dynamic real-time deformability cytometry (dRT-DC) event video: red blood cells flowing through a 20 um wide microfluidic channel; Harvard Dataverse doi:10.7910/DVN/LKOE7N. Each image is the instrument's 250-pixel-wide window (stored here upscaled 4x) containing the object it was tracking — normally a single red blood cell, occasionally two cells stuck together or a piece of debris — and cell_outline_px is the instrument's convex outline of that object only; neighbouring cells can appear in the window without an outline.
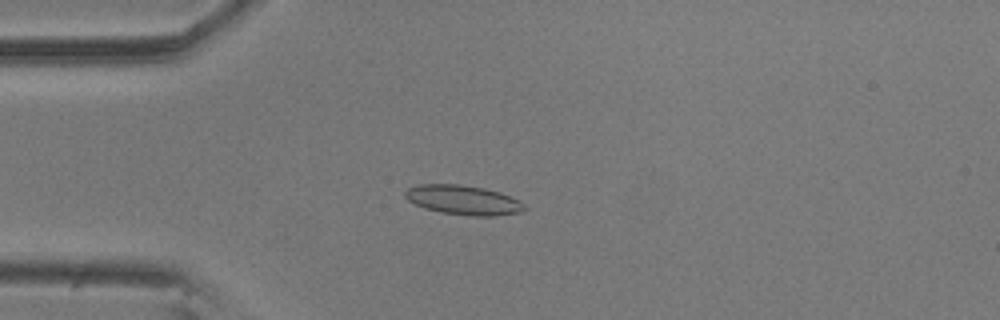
{"species": "common noctule bat (a hibernating species)", "species_latin": "Nyctalus noctula", "temperature_condition": "room temperature", "stored_images_in_passage": 34, "camera_frame_rate_fps": 3000, "um_per_image_px": 0.085, "animal": {"sex": "male", "body_mass_g": 20.5, "forearm_length_mm": 52.5}, "frame": {"image": 1, "passage_image": 15, "time_ms": 4.667, "image_size_px": [1000, 320], "cell_outline_px": [[528, 208], [520, 212], [492, 216], [472, 216], [440, 212], [424, 208], [408, 200], [404, 196], [404, 192], [408, 188], [420, 184], [460, 184], [484, 188], [500, 192], [520, 200]], "centroid_in_image_um": [39.39, 17.0], "position_along_channel_um": 45.6, "area_um2": 20.58}}
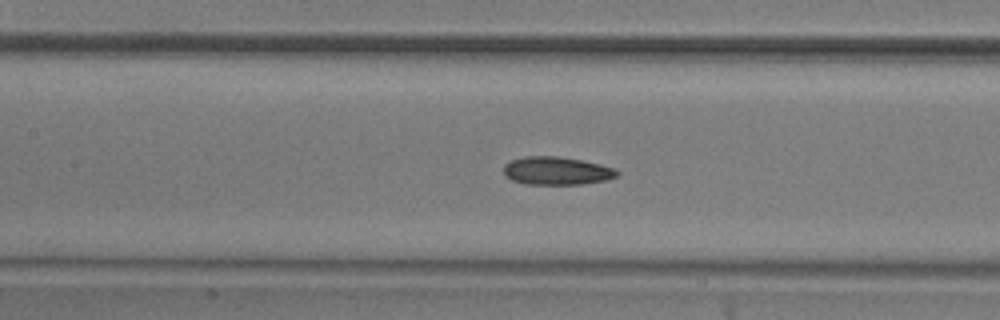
{"frame": {"image": 2, "passage_image": 26, "time_ms": 8.333, "image_size_px": [1000, 320], "cell_outline_px": [[620, 172], [616, 176], [608, 180], [580, 184], [524, 184], [512, 180], [504, 176], [504, 164], [512, 160], [524, 156], [560, 156], [600, 164], [616, 168]], "centroid_in_image_um": [47.32, 14.52], "position_along_channel_um": 160.1, "area_um2": 18.67}}
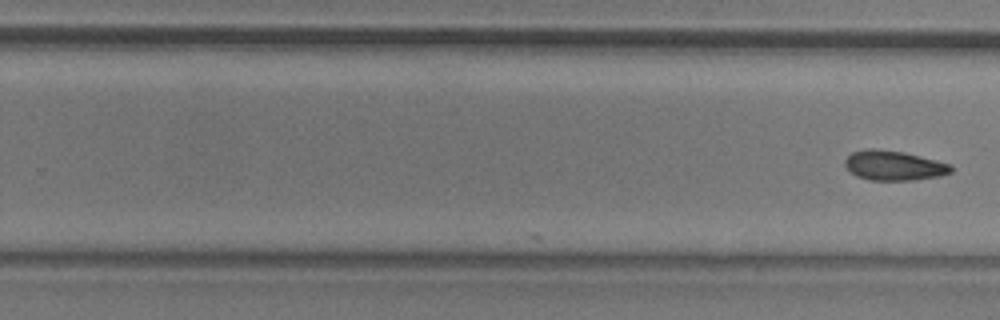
{"frame": {"image": 3, "passage_image": 34, "time_ms": 11.0, "image_size_px": [1000, 320], "cell_outline_px": [[952, 172], [940, 176], [916, 180], [872, 180], [856, 176], [844, 164], [844, 160], [852, 152], [868, 148], [872, 148], [904, 152], [952, 164]], "centroid_in_image_um": [76.0, 14.07], "position_along_channel_um": 253.8, "area_um2": 18.38}}